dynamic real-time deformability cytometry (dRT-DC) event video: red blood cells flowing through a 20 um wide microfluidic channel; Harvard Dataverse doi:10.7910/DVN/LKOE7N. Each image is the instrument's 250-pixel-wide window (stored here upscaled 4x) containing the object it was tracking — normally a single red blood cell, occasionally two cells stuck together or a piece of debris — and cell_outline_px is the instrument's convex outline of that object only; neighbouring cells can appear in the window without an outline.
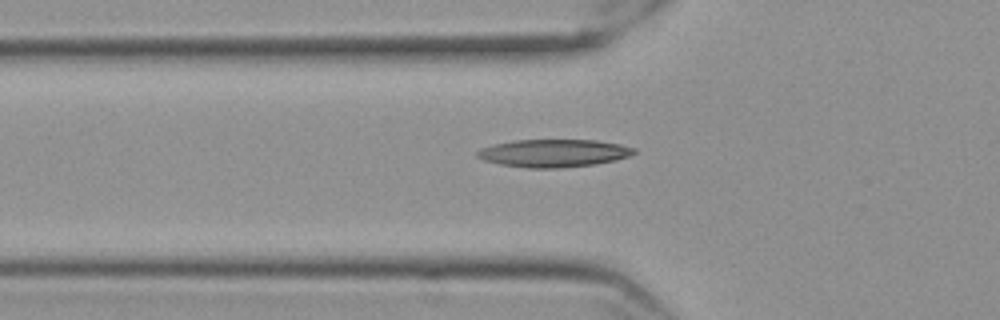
{"species": "Egyptian fruit bat (a non-hibernating species)", "species_latin": "Rousettus aegyptiacus", "temperature_condition": "cold", "stored_images_in_passage": 37, "camera_frame_rate_fps": 3000, "um_per_image_px": 0.085, "frame": {"image": 1, "passage_image": 3, "time_ms": 0.667, "image_size_px": [1000, 320], "cell_outline_px": [[636, 152], [628, 156], [616, 160], [596, 164], [560, 168], [528, 168], [500, 164], [484, 160], [476, 156], [476, 152], [480, 148], [512, 140], [596, 140], [620, 144], [636, 148]], "centroid_in_image_um": [47.07, 13.02], "position_along_channel_um": 78.7, "area_um2": 25.37}}
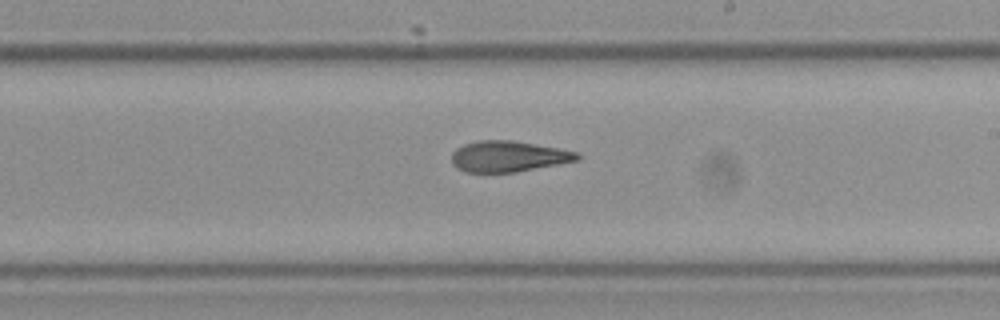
{"frame": {"image": 2, "passage_image": 17, "time_ms": 5.333, "image_size_px": [1000, 320], "cell_outline_px": [[580, 156], [576, 160], [516, 172], [464, 172], [456, 168], [452, 164], [452, 152], [456, 148], [464, 144], [480, 140], [512, 140], [556, 148], [576, 152]], "centroid_in_image_um": [43.12, 13.29], "position_along_channel_um": 245.9, "area_um2": 22.31}}
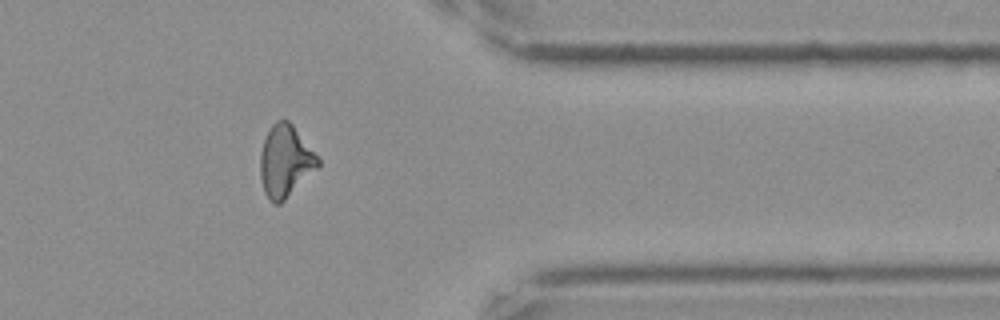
{"frame": {"image": 3, "passage_image": 30, "time_ms": 9.667, "image_size_px": [1000, 320], "cell_outline_px": [[320, 164], [280, 204], [272, 204], [268, 200], [264, 192], [260, 180], [260, 152], [264, 140], [272, 124], [276, 120], [288, 120], [292, 124], [320, 160]], "centroid_in_image_um": [24.2, 13.71], "position_along_channel_um": 387.2, "area_um2": 23.81}, "authors_computed_cell_mechanics": {"area_um2": 23.1778, "velocity_mm_per_s": 3.5601, "shape_relaxation_time_tau1_ms": 8.9621, "shape_relaxation_time_tau2_ms": 4.3662, "deformation_change_tau1": 0.2255, "deformation_change_tau2": 0.1355}}